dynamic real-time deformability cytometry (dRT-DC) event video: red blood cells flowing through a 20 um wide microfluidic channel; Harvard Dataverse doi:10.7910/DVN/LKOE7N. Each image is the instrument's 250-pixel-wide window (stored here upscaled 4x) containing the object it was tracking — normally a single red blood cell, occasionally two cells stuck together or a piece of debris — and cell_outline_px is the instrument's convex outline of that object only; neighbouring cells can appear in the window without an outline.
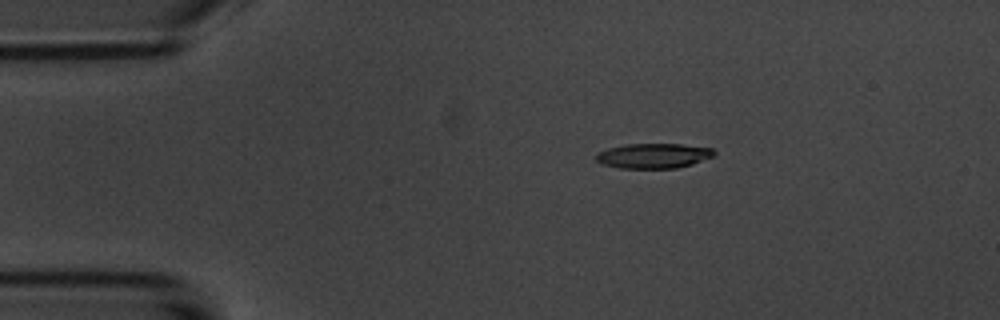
{"species": "common noctule bat (a hibernating species)", "species_latin": "Nyctalus noctula", "temperature_condition": "room temperature", "stored_images_in_passage": 4, "camera_frame_rate_fps": 3000, "um_per_image_px": 0.085, "animal": {"sex": "male", "body_mass_g": 20.1, "forearm_length_mm": 53.5}, "frame": {"image": 1, "passage_image": 4, "time_ms": 3.667, "image_size_px": [1000, 320], "cell_outline_px": [[716, 152], [712, 156], [692, 164], [676, 168], [620, 168], [600, 164], [596, 160], [596, 152], [608, 148], [624, 144], [680, 144], [712, 148]], "centroid_in_image_um": [55.49, 13.24], "position_along_channel_um": 29.5, "area_um2": 17.17}}